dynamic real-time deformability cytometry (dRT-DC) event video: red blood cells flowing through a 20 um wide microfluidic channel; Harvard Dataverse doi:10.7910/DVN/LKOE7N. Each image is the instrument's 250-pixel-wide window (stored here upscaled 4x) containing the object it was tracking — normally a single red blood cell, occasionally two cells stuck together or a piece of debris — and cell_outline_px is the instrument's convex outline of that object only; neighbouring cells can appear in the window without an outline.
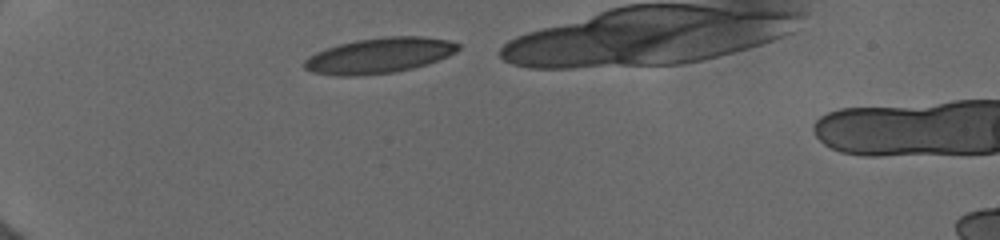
{"species": "human", "species_latin": "Homo sapiens", "temperature_condition": "cold", "stored_images_in_passage": 8, "segment_of_instrument_passage": [1, 2], "camera_frame_rate_fps": 3000, "um_per_image_px": 0.085, "donor": {"sex": "female"}, "frame": {"image": 1, "passage_image": 1, "time_ms": 0.0, "image_size_px": [1000, 240], "cell_outline_px": [[460, 48], [456, 52], [448, 56], [412, 68], [396, 72], [356, 76], [336, 76], [312, 72], [304, 68], [304, 60], [308, 56], [324, 48], [356, 40], [388, 36], [420, 36], [448, 40], [460, 44]], "centroid_in_image_um": [32.21, 4.72], "position_along_channel_um": 52.8, "area_um2": 31.73}}
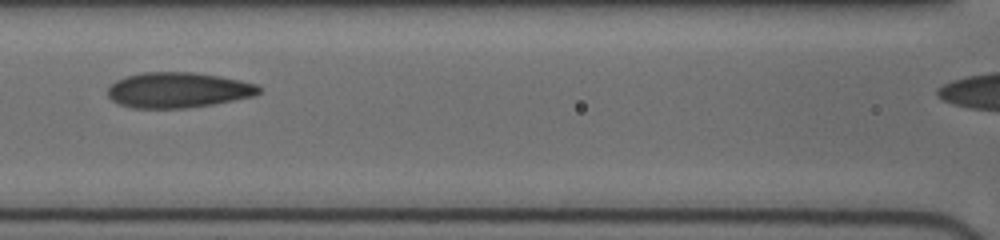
{"frame": {"image": 2, "passage_image": 5, "time_ms": 3.333, "image_size_px": [1000, 240], "cell_outline_px": [[260, 92], [256, 96], [212, 104], [184, 108], [132, 108], [120, 104], [112, 100], [108, 96], [108, 88], [116, 80], [124, 76], [140, 72], [196, 72], [220, 76], [260, 84]], "centroid_in_image_um": [15.15, 7.64], "position_along_channel_um": 151.4, "area_um2": 31.44}}
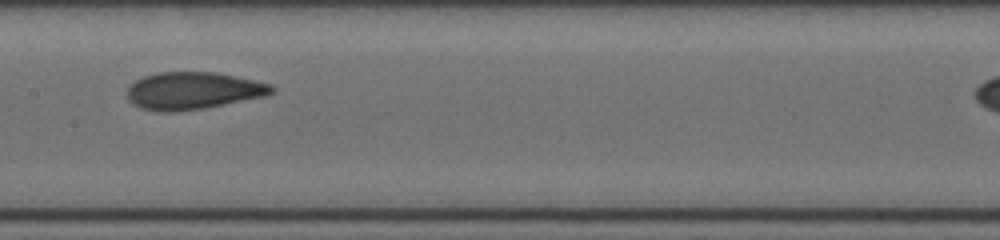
{"frame": {"image": 3, "passage_image": 6, "time_ms": 4.333, "image_size_px": [1000, 240], "cell_outline_px": [[276, 92], [264, 96], [204, 108], [172, 112], [160, 112], [140, 108], [132, 104], [128, 100], [124, 92], [136, 80], [144, 76], [160, 72], [216, 72], [272, 84], [276, 88]], "centroid_in_image_um": [16.38, 7.71], "position_along_channel_um": 191.0, "area_um2": 31.56}}